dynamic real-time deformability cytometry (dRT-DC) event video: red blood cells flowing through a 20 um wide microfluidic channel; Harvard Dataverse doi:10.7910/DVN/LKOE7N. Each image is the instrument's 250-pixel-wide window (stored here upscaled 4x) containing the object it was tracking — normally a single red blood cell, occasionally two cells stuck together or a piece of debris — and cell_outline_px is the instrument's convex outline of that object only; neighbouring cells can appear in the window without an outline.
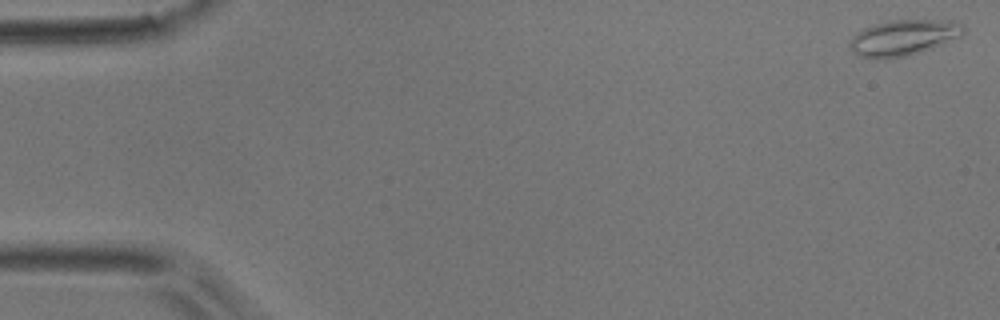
{"species": "common noctule bat (a hibernating species)", "species_latin": "Nyctalus noctula", "temperature_condition": "room temperature", "stored_images_in_passage": 51, "camera_frame_rate_fps": 3000, "um_per_image_px": 0.085, "animal": {"sex": "male", "body_mass_g": 17.9}, "frame": {"image": 1, "passage_image": 1, "time_ms": 0.0, "image_size_px": [1000, 320], "cell_outline_px": [[964, 32], [960, 36], [944, 44], [908, 56], [876, 60], [860, 56], [852, 52], [848, 44], [852, 36], [864, 28], [888, 20], [948, 20], [960, 24], [964, 28]], "centroid_in_image_um": [76.75, 3.22], "position_along_channel_um": 8.2, "area_um2": 23.81}}
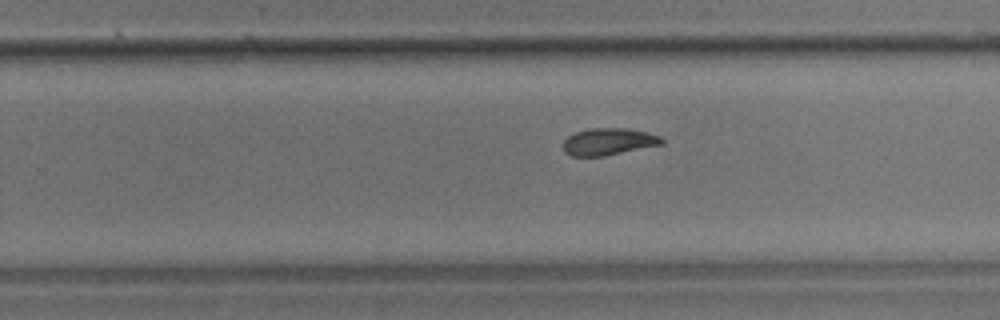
{"frame": {"image": 2, "passage_image": 32, "time_ms": 10.333, "image_size_px": [1000, 320], "cell_outline_px": [[664, 144], [604, 156], [572, 156], [564, 152], [564, 140], [572, 132], [588, 128], [628, 128], [648, 132], [660, 136], [664, 140]], "centroid_in_image_um": [51.73, 12.03], "position_along_channel_um": 278.1, "area_um2": 15.72}}
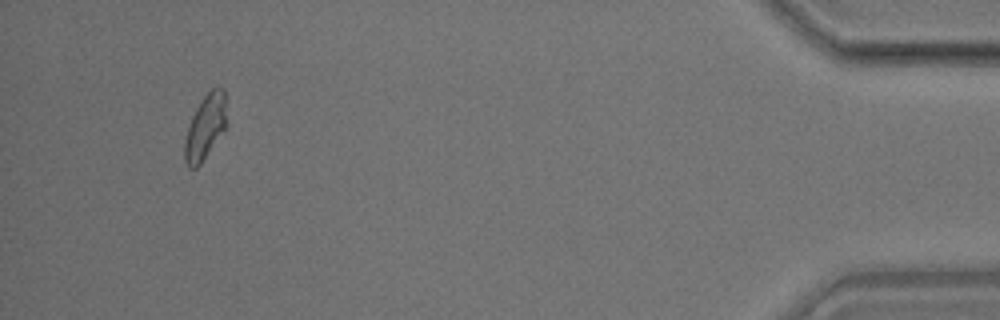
{"frame": {"image": 3, "passage_image": 48, "time_ms": 15.667, "image_size_px": [1000, 320], "cell_outline_px": [[228, 128], [200, 164], [196, 168], [188, 168], [184, 160], [184, 140], [192, 116], [196, 108], [204, 96], [212, 88], [224, 88], [228, 124]], "centroid_in_image_um": [17.49, 10.82], "position_along_channel_um": 417.7, "area_um2": 16.24}, "authors_computed_cell_mechanics": {"area_um2": 16.2996, "velocity_mm_per_s": 3.9343, "shape_relaxation_time_tau1_ms": 5.6606, "shape_relaxation_time_tau2_ms": 11.0847, "deformation_change_tau1": 0.1423, "deformation_change_tau2": 0.1752}}